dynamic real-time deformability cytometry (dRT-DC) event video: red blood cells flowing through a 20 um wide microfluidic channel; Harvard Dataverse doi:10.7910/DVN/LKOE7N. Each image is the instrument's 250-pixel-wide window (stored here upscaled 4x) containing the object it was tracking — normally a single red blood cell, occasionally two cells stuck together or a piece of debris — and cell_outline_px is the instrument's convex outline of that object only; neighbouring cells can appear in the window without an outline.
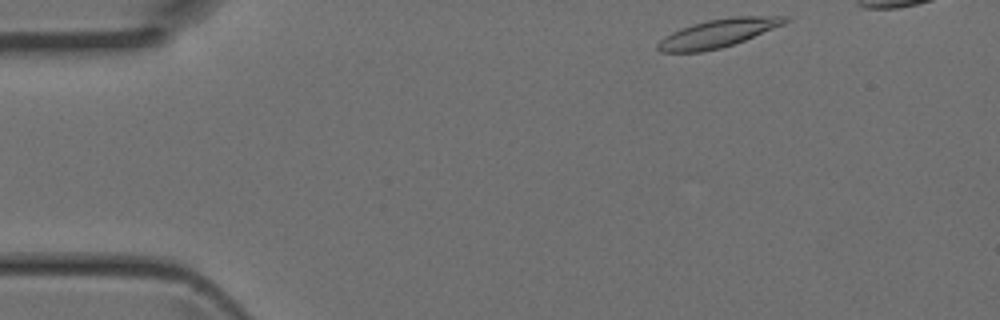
{"species": "Egyptian fruit bat (a non-hibernating species)", "species_latin": "Rousettus aegyptiacus", "temperature_condition": "room temperature", "stored_images_in_passage": 2, "camera_frame_rate_fps": 3000, "um_per_image_px": 0.085, "animal": {"sex": "female"}, "frame": {"image": 1, "passage_image": 1, "time_ms": 0.0, "image_size_px": [1000, 320], "cell_outline_px": [[792, 20], [784, 24], [744, 40], [720, 48], [700, 52], [660, 52], [656, 48], [656, 44], [664, 36], [680, 28], [692, 24], [708, 20], [732, 16], [788, 16]], "centroid_in_image_um": [61.02, 2.82], "position_along_channel_um": 24.0, "area_um2": 20.92}}